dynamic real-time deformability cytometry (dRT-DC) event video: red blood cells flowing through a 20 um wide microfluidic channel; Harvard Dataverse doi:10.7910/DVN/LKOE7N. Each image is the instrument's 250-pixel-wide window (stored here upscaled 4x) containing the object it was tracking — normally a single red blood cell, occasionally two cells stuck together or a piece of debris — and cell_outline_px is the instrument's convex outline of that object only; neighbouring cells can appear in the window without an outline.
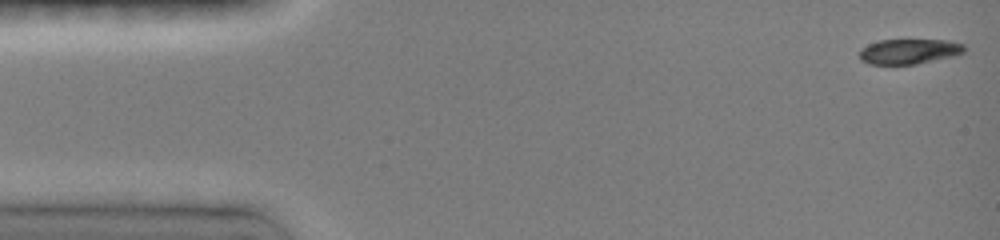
{"species": "common noctule bat (a hibernating species)", "species_latin": "Nyctalus noctula", "temperature_condition": "room temperature", "stored_images_in_passage": 47, "camera_frame_rate_fps": 3000, "um_per_image_px": 0.085, "animal": {"sex": "female", "body_mass_g": 19.0, "forearm_length_mm": 51.5}, "frame": {"image": 1, "passage_image": 1, "time_ms": 0.0, "image_size_px": [1000, 240], "cell_outline_px": [[964, 52], [952, 56], [916, 64], [868, 64], [860, 60], [860, 48], [868, 44], [880, 40], [948, 40], [964, 44]], "centroid_in_image_um": [77.24, 4.37], "position_along_channel_um": 7.8, "area_um2": 15.26}}
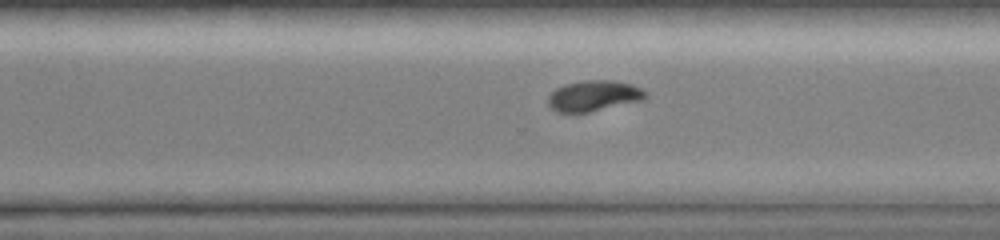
{"frame": {"image": 2, "passage_image": 34, "time_ms": 10.667, "image_size_px": [1000, 240], "cell_outline_px": [[648, 96], [640, 100], [588, 112], [556, 112], [548, 104], [548, 96], [556, 88], [564, 84], [584, 80], [612, 80], [632, 84], [648, 92]], "centroid_in_image_um": [50.45, 8.13], "position_along_channel_um": 320.1, "area_um2": 17.28}}
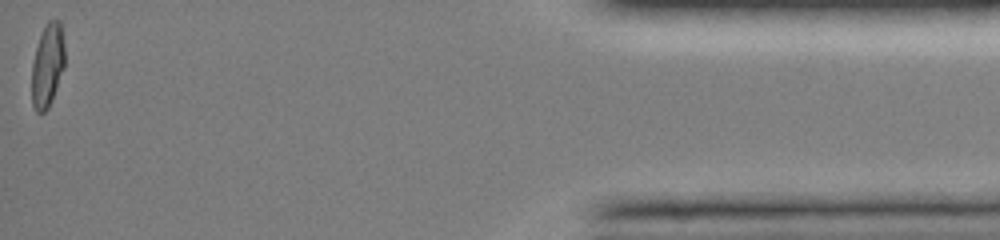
{"frame": {"image": 3, "passage_image": 47, "time_ms": 15.333, "image_size_px": [1000, 240], "cell_outline_px": [[64, 68], [52, 100], [48, 108], [44, 112], [36, 112], [32, 104], [32, 64], [36, 48], [44, 24], [48, 20], [60, 20], [64, 44]], "centroid_in_image_um": [4.04, 5.54], "position_along_channel_um": 431.2, "area_um2": 16.07}, "authors_computed_cell_mechanics": {"area_um2": 17.4556, "velocity_mm_per_s": 4.0386, "shape_relaxation_time_tau1_ms": 3.7881, "shape_relaxation_time_tau2_ms": 3.7212, "deformation_change_tau1": 0.18, "deformation_change_tau2": 0.0536}}